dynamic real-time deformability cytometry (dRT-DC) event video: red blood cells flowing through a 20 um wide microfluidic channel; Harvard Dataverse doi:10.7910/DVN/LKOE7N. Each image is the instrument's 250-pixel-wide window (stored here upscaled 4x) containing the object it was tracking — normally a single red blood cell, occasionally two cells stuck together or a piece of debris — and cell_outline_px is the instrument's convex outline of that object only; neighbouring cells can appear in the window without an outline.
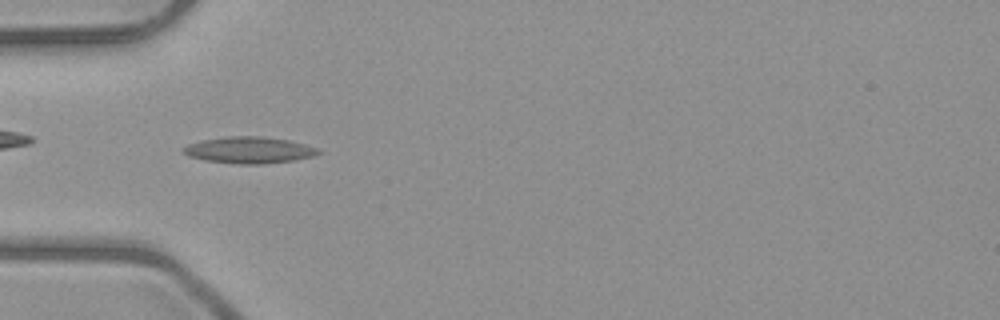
{"species": "common noctule bat (a hibernating species)", "species_latin": "Nyctalus noctula", "temperature_condition": "room temperature", "stored_images_in_passage": 7, "camera_frame_rate_fps": 3000, "um_per_image_px": 0.085, "animal": {"sex": "male", "body_mass_g": 23.1, "forearm_length_mm": 52.7}, "frame": {"image": 1, "passage_image": 3, "time_ms": 3.333, "image_size_px": [1000, 320], "cell_outline_px": [[324, 152], [312, 156], [292, 160], [260, 164], [240, 164], [204, 160], [188, 156], [180, 148], [188, 144], [200, 140], [228, 136], [260, 136], [288, 140], [304, 144], [316, 148]], "centroid_in_image_um": [21.13, 12.75], "position_along_channel_um": 63.9, "area_um2": 20.75}}
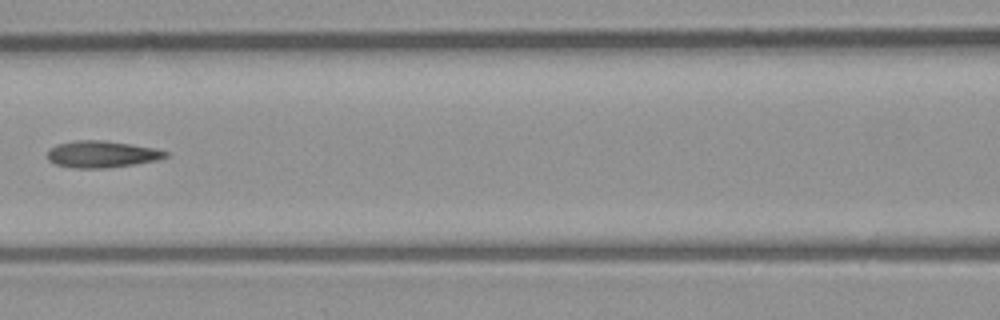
{"frame": {"image": 2, "passage_image": 5, "time_ms": 5.667, "image_size_px": [1000, 320], "cell_outline_px": [[168, 156], [156, 160], [108, 168], [72, 168], [52, 164], [48, 160], [48, 152], [56, 144], [76, 140], [104, 140], [152, 148], [168, 152]], "centroid_in_image_um": [8.59, 13.11], "position_along_channel_um": 158.0, "area_um2": 18.26}}
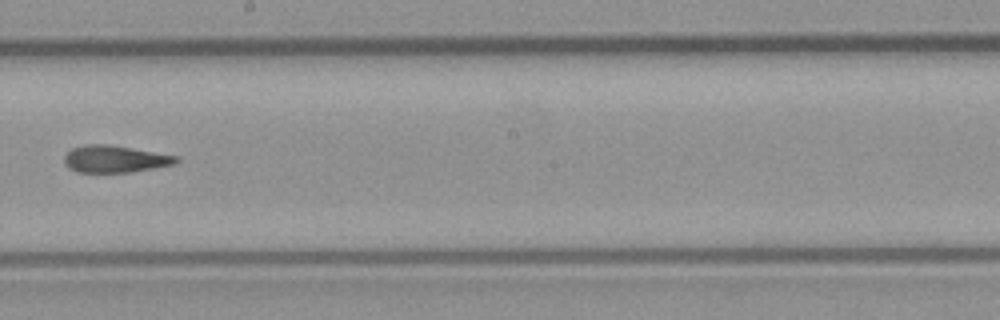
{"frame": {"image": 3, "passage_image": 7, "time_ms": 7.667, "image_size_px": [1000, 320], "cell_outline_px": [[180, 160], [176, 164], [132, 172], [76, 172], [68, 168], [64, 160], [64, 156], [72, 148], [84, 144], [108, 144], [180, 156]], "centroid_in_image_um": [9.8, 13.51], "position_along_channel_um": 238.4, "area_um2": 17.8}}